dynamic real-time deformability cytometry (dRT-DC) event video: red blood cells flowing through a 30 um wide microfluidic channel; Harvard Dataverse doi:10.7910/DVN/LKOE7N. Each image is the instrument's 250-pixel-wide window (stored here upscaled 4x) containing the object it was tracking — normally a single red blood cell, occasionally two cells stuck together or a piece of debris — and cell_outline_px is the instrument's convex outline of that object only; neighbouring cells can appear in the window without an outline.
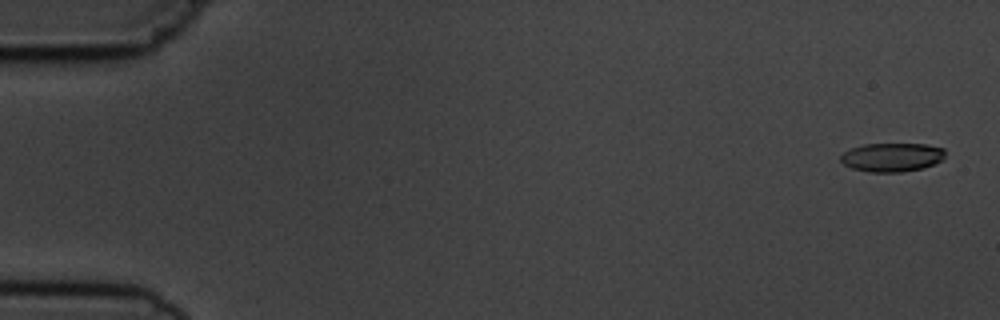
{"species": "common noctule bat (a hibernating species)", "species_latin": "Nyctalus noctula", "temperature_condition": "cold", "stored_images_in_passage": 7, "camera_frame_rate_fps": 3000, "um_per_image_px": 0.085, "animal": {"sex": "male", "body_mass_g": 19.5, "forearm_length_mm": 54.6}, "frame": {"image": 1, "passage_image": 1, "time_ms": 0.0, "image_size_px": [1000, 320], "cell_outline_px": [[944, 160], [936, 164], [924, 168], [900, 172], [868, 172], [852, 168], [844, 164], [840, 160], [840, 156], [844, 152], [852, 148], [864, 144], [924, 144], [944, 148]], "centroid_in_image_um": [75.84, 13.37], "position_along_channel_um": 9.2, "area_um2": 17.63}}
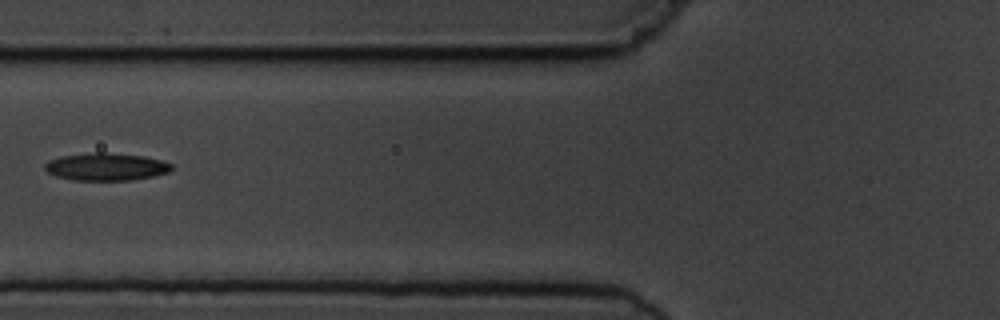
{"frame": {"image": 2, "passage_image": 6, "time_ms": 6.667, "image_size_px": [1000, 320], "cell_outline_px": [[172, 168], [168, 172], [152, 176], [132, 180], [72, 180], [56, 176], [48, 172], [44, 168], [44, 164], [48, 160], [64, 156], [96, 152], [104, 152], [144, 156], [160, 160], [172, 164]], "centroid_in_image_um": [9.0, 14.18], "position_along_channel_um": 116.8, "area_um2": 20.17}}
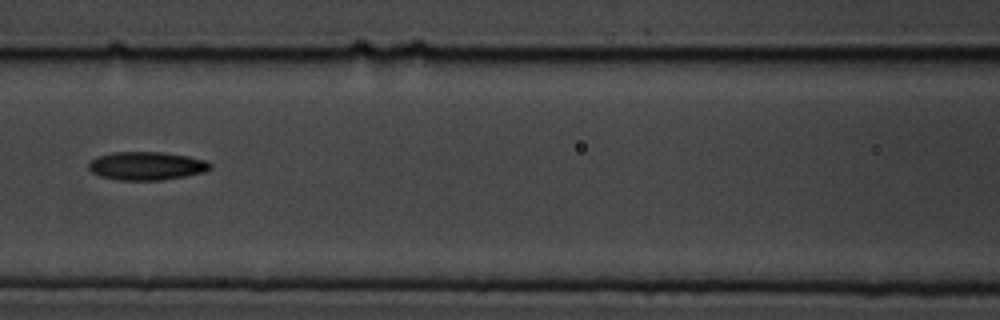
{"frame": {"image": 3, "passage_image": 7, "time_ms": 7.667, "image_size_px": [1000, 320], "cell_outline_px": [[212, 168], [204, 172], [184, 176], [160, 180], [116, 180], [100, 176], [92, 172], [88, 168], [88, 164], [96, 156], [112, 152], [160, 152], [188, 156], [204, 160], [212, 164]], "centroid_in_image_um": [12.43, 14.1], "position_along_channel_um": 154.2, "area_um2": 20.06}}